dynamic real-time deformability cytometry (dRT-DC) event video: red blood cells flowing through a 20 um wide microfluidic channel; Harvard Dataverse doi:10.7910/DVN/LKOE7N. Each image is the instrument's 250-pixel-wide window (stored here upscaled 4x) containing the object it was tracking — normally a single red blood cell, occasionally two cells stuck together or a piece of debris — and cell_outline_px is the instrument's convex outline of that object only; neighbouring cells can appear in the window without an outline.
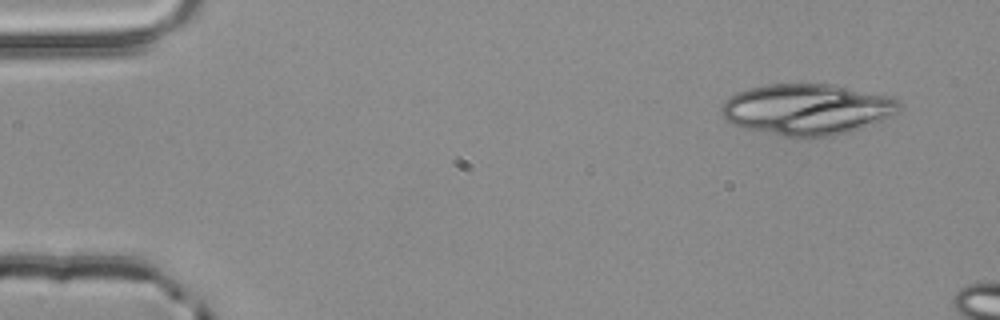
{"species": "common noctule bat (a hibernating species)", "species_latin": "Nyctalus noctula", "temperature_condition": "room temperature", "stored_images_in_passage": 11, "camera_frame_rate_fps": 3000, "um_per_image_px": 0.085, "animal": {"sex": "male", "body_mass_g": 20.4}, "frame": {"image": 1, "passage_image": 4, "time_ms": 1.0, "image_size_px": [1000, 320], "cell_outline_px": [[904, 104], [896, 112], [880, 120], [860, 128], [848, 132], [832, 136], [784, 136], [744, 128], [732, 124], [724, 120], [720, 112], [720, 108], [736, 92], [748, 88], [764, 84], [832, 84], [888, 96]], "centroid_in_image_um": [68.55, 9.28], "position_along_channel_um": 16.5, "area_um2": 52.42}}